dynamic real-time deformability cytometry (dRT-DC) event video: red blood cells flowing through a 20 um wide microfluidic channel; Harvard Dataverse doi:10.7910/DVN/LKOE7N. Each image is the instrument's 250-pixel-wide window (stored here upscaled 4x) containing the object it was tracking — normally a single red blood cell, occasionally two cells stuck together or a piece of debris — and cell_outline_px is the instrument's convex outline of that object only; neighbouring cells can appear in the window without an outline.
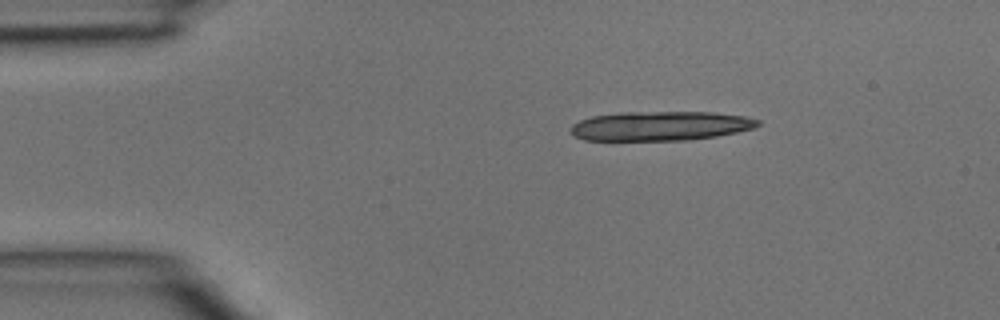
{"species": "common noctule bat (a hibernating species)", "species_latin": "Nyctalus noctula", "temperature_condition": "room temperature", "stored_images_in_passage": 3, "camera_frame_rate_fps": 3000, "um_per_image_px": 0.085, "animal": {"sex": "male", "body_mass_g": 15.6}, "frame": {"image": 1, "passage_image": 1, "time_ms": 0.0, "image_size_px": [1000, 320], "cell_outline_px": [[760, 124], [756, 128], [716, 136], [688, 140], [584, 140], [572, 136], [568, 128], [572, 124], [580, 120], [592, 116], [620, 112], [712, 112], [744, 116], [760, 120]], "centroid_in_image_um": [56.1, 10.7], "position_along_channel_um": 28.9, "area_um2": 32.25}}